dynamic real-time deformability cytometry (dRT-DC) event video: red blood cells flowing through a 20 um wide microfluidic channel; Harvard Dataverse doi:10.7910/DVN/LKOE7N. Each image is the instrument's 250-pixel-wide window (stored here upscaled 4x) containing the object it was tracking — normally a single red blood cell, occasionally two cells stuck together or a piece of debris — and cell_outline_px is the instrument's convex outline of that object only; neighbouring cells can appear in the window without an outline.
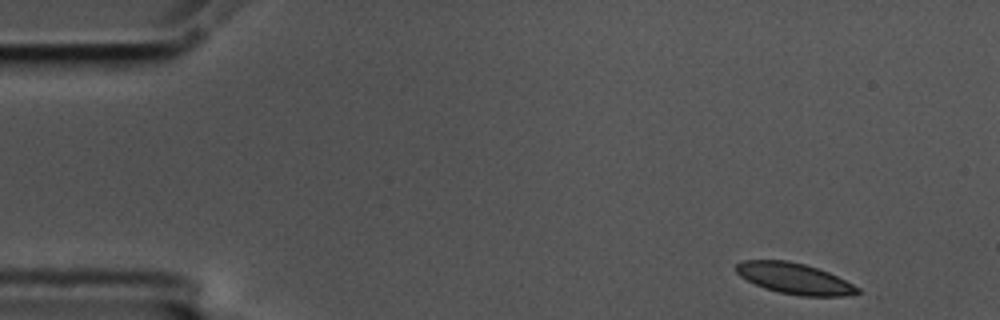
{"species": "common noctule bat (a hibernating species)", "species_latin": "Nyctalus noctula", "temperature_condition": "cold", "stored_images_in_passage": 4, "camera_frame_rate_fps": 3000, "um_per_image_px": 0.085, "animal": {"sex": "male", "body_mass_g": 17.5, "forearm_length_mm": 52.3}, "frame": {"image": 1, "passage_image": 1, "time_ms": 0.0, "image_size_px": [1000, 320], "cell_outline_px": [[860, 292], [844, 296], [800, 296], [780, 292], [764, 288], [740, 276], [736, 272], [736, 264], [744, 260], [788, 260], [804, 264], [828, 272], [860, 288]], "centroid_in_image_um": [67.51, 23.67], "position_along_channel_um": 17.5, "area_um2": 21.62}}
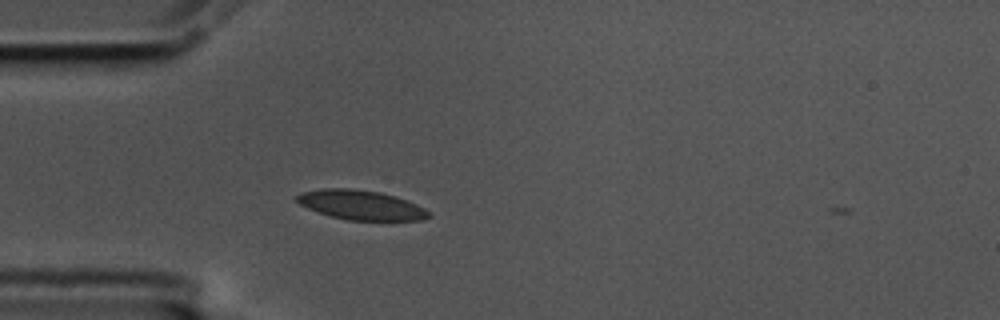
{"frame": {"image": 2, "passage_image": 4, "time_ms": 1.0, "image_size_px": [1000, 320], "cell_outline_px": [[432, 216], [420, 220], [348, 220], [332, 216], [308, 208], [300, 204], [296, 200], [296, 196], [300, 192], [320, 188], [348, 188], [380, 192], [396, 196], [416, 204], [432, 212]], "centroid_in_image_um": [30.7, 17.41], "position_along_channel_um": 54.3, "area_um2": 22.66}}